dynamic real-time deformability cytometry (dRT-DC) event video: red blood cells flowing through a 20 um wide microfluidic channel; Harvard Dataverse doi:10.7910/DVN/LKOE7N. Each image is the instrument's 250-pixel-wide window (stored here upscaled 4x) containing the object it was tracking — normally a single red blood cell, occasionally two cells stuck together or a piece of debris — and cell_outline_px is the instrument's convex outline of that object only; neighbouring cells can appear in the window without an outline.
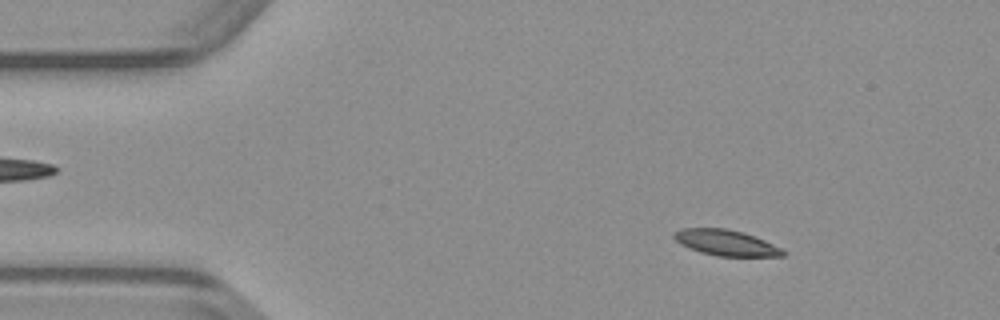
{"species": "common noctule bat (a hibernating species)", "species_latin": "Nyctalus noctula", "temperature_condition": "warm", "stored_images_in_passage": 48, "camera_frame_rate_fps": 3000, "um_per_image_px": 0.085, "animal": {"sex": "male", "body_mass_g": 23.1, "forearm_length_mm": 52.7}, "frame": {"image": 1, "passage_image": 6, "time_ms": 1.667, "image_size_px": [1000, 320], "cell_outline_px": [[784, 256], [716, 256], [700, 252], [688, 248], [680, 244], [672, 236], [672, 232], [680, 228], [728, 228], [744, 232], [764, 240], [780, 248], [784, 252]], "centroid_in_image_um": [61.63, 20.62], "position_along_channel_um": 23.4, "area_um2": 16.42}}
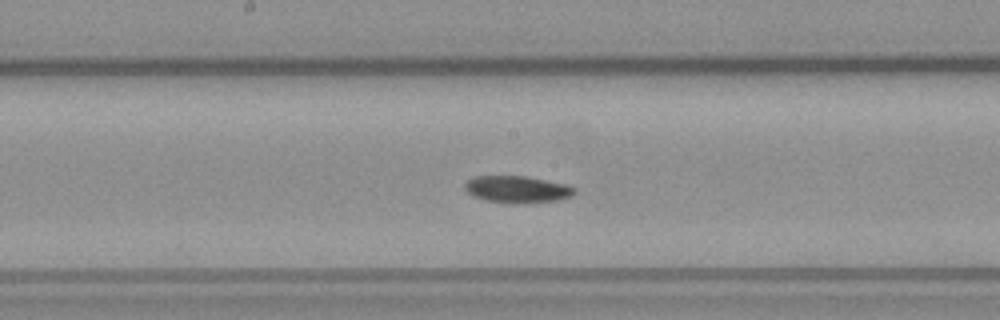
{"frame": {"image": 2, "passage_image": 24, "time_ms": 7.667, "image_size_px": [1000, 320], "cell_outline_px": [[576, 192], [572, 196], [556, 200], [524, 204], [512, 204], [484, 200], [472, 196], [464, 188], [464, 184], [468, 180], [476, 176], [524, 176], [564, 184], [576, 188]], "centroid_in_image_um": [43.94, 16.11], "position_along_channel_um": 204.3, "area_um2": 17.28}}
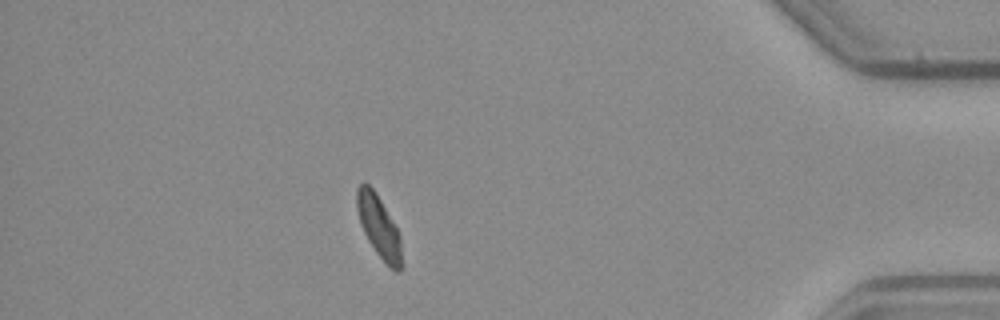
{"frame": {"image": 3, "passage_image": 42, "time_ms": 13.667, "image_size_px": [1000, 320], "cell_outline_px": [[400, 272], [396, 272], [388, 268], [376, 252], [368, 240], [360, 224], [356, 208], [356, 188], [364, 180], [376, 192], [396, 228], [400, 236]], "centroid_in_image_um": [32.16, 19.24], "position_along_channel_um": 403.0, "area_um2": 16.07}}